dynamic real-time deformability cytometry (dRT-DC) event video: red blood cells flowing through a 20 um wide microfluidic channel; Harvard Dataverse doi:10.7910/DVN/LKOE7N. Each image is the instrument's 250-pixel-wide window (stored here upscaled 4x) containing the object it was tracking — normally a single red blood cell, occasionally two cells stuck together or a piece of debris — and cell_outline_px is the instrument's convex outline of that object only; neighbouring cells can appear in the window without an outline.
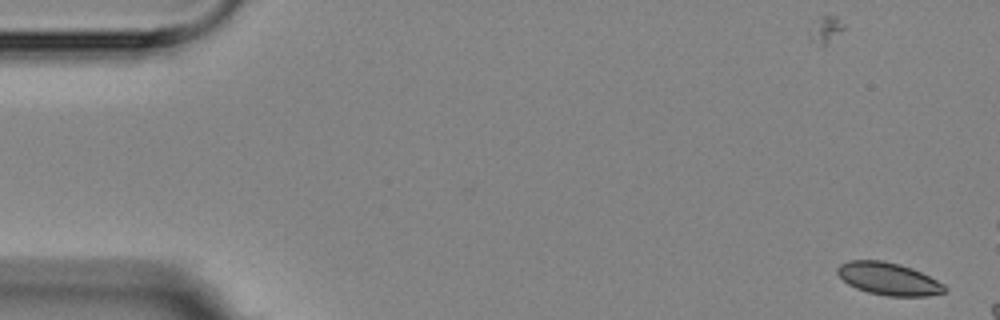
{"species": "Egyptian fruit bat (a non-hibernating species)", "species_latin": "Rousettus aegyptiacus", "temperature_condition": "room temperature", "stored_images_in_passage": 4, "camera_frame_rate_fps": 3000, "um_per_image_px": 0.085, "animal": {"sex": "female"}, "frame": {"image": 1, "passage_image": 1, "time_ms": 0.0, "image_size_px": [1000, 320], "cell_outline_px": [[948, 292], [928, 296], [888, 296], [868, 292], [856, 288], [848, 284], [836, 272], [836, 268], [840, 264], [848, 260], [884, 260], [900, 264], [912, 268], [944, 284], [948, 288]], "centroid_in_image_um": [75.54, 23.7], "position_along_channel_um": 9.5, "area_um2": 20.4}}